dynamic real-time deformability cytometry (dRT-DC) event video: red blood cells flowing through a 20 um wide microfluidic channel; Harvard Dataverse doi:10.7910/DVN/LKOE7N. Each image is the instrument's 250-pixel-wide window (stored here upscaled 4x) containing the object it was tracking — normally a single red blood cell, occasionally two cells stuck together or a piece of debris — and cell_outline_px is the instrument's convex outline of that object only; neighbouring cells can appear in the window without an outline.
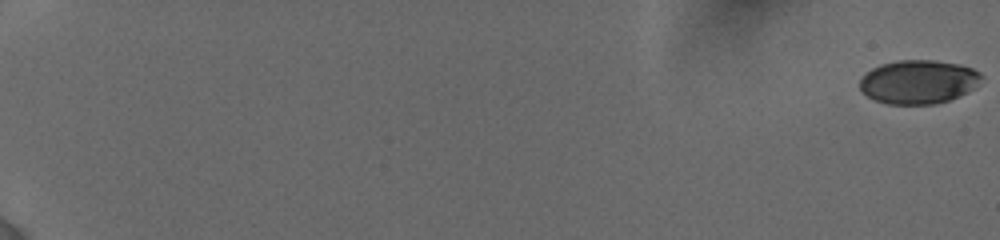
{"species": "human", "species_latin": "Homo sapiens", "temperature_condition": "cold", "stored_images_in_passage": 34, "camera_frame_rate_fps": 3000, "um_per_image_px": 0.085, "donor": {"sex": "female"}, "frame": {"image": 1, "passage_image": 1, "time_ms": 0.0, "image_size_px": [1000, 240], "cell_outline_px": [[984, 76], [968, 92], [948, 100], [936, 104], [888, 104], [876, 100], [868, 96], [860, 88], [860, 80], [872, 68], [880, 64], [900, 60], [932, 60], [960, 64], [972, 68], [980, 72]], "centroid_in_image_um": [78.08, 6.95], "position_along_channel_um": 6.9, "area_um2": 30.81}}
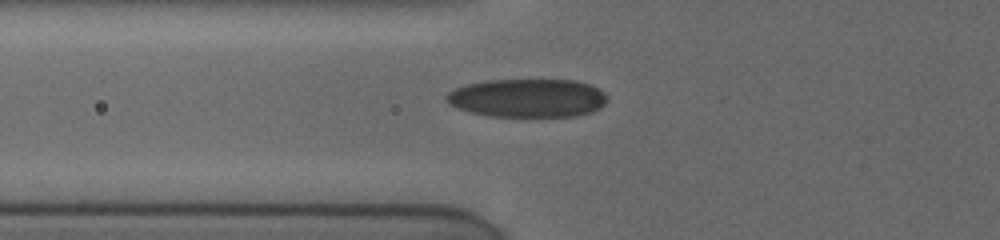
{"frame": {"image": 2, "passage_image": 21, "time_ms": 8.0, "image_size_px": [1000, 240], "cell_outline_px": [[608, 100], [600, 108], [592, 112], [576, 116], [488, 116], [456, 108], [448, 104], [444, 100], [444, 96], [448, 92], [464, 84], [484, 80], [576, 80], [588, 84], [604, 92]], "centroid_in_image_um": [44.8, 8.33], "position_along_channel_um": 81.0, "area_um2": 36.3}}
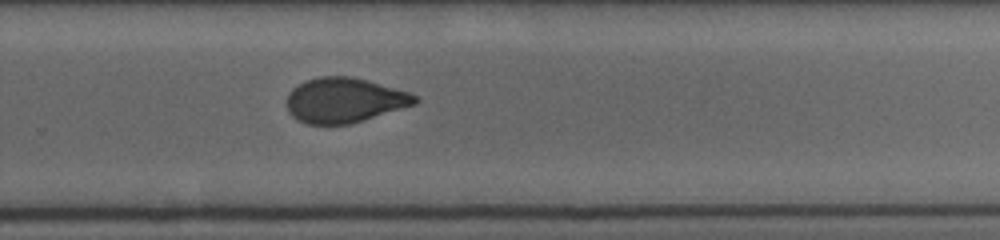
{"frame": {"image": 3, "passage_image": 34, "time_ms": 13.667, "image_size_px": [1000, 240], "cell_outline_px": [[420, 100], [416, 104], [364, 120], [348, 124], [308, 124], [296, 120], [288, 112], [288, 92], [292, 88], [304, 80], [320, 76], [352, 76], [368, 80], [408, 92], [416, 96]], "centroid_in_image_um": [29.26, 8.51], "position_along_channel_um": 300.5, "area_um2": 33.64}}